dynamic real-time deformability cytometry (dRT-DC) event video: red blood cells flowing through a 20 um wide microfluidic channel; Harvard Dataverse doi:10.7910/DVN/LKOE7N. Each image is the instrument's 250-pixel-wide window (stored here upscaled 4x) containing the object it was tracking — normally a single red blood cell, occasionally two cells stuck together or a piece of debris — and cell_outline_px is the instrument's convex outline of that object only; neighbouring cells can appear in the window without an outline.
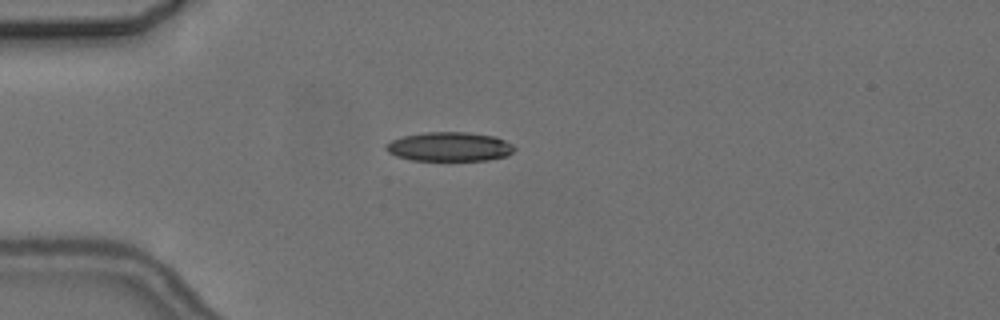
{"species": "common noctule bat (a hibernating species)", "species_latin": "Nyctalus noctula", "temperature_condition": "cold", "stored_images_in_passage": 4, "camera_frame_rate_fps": 3000, "um_per_image_px": 0.085, "animal": {"sex": "female", "body_mass_g": 24.6, "forearm_length_mm": 56.2}, "frame": {"image": 1, "passage_image": 4, "time_ms": 3.667, "image_size_px": [1000, 320], "cell_outline_px": [[516, 148], [508, 156], [488, 160], [412, 160], [396, 156], [388, 152], [384, 148], [392, 140], [404, 136], [424, 132], [468, 132], [496, 136], [512, 144]], "centroid_in_image_um": [38.24, 12.47], "position_along_channel_um": 46.8, "area_um2": 21.85}}